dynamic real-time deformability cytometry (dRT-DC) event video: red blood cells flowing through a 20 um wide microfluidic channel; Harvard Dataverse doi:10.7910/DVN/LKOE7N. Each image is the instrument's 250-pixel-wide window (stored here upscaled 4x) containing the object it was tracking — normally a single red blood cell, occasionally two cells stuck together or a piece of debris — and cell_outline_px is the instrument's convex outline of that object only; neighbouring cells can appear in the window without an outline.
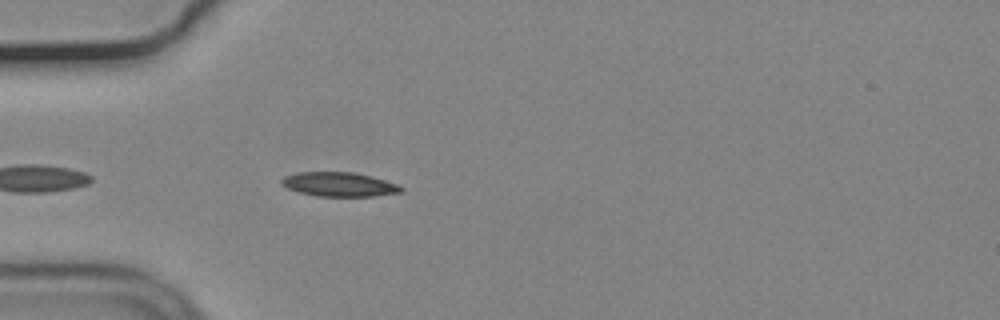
{"species": "common noctule bat (a hibernating species)", "species_latin": "Nyctalus noctula", "temperature_condition": "cold", "stored_images_in_passage": 5, "camera_frame_rate_fps": 3000, "um_per_image_px": 0.085, "animal": {"sex": "male", "body_mass_g": 19.2, "forearm_length_mm": 51.8}, "frame": {"image": 1, "passage_image": 1, "time_ms": 0.0, "image_size_px": [1000, 320], "cell_outline_px": [[404, 192], [372, 196], [316, 196], [300, 192], [288, 188], [280, 184], [280, 180], [284, 176], [296, 172], [352, 172], [400, 184], [404, 188]], "centroid_in_image_um": [28.83, 15.67], "position_along_channel_um": 56.2, "area_um2": 16.88}}
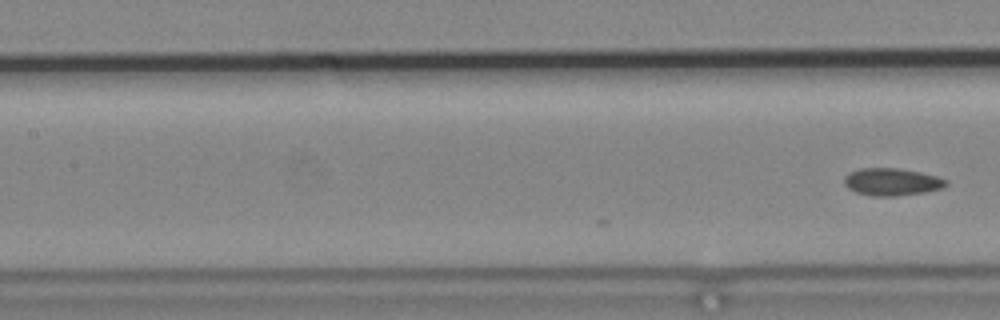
{"frame": {"image": 2, "passage_image": 5, "time_ms": 1.333, "image_size_px": [1000, 320], "cell_outline_px": [[948, 184], [944, 188], [924, 192], [896, 196], [872, 196], [856, 192], [848, 188], [844, 184], [844, 176], [848, 172], [860, 168], [900, 168], [920, 172], [936, 176], [948, 180]], "centroid_in_image_um": [75.8, 15.45], "position_along_channel_um": 131.6, "area_um2": 16.42}}